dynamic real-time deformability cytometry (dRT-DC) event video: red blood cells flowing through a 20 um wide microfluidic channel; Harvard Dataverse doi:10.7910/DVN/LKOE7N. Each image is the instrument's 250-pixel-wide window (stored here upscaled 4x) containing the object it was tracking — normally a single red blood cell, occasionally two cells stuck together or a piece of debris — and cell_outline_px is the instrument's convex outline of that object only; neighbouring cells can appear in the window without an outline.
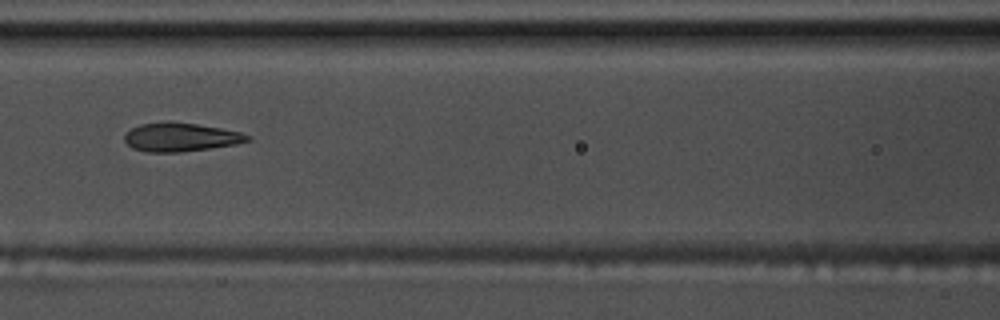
{"species": "common noctule bat (a hibernating species)", "species_latin": "Nyctalus noctula", "temperature_condition": "warm", "stored_images_in_passage": 12, "camera_frame_rate_fps": 3000, "um_per_image_px": 0.085, "animal": {"sex": "male", "body_mass_g": 17.5, "forearm_length_mm": 52.3}, "frame": {"image": 1, "passage_image": 4, "time_ms": 1.0, "image_size_px": [1000, 320], "cell_outline_px": [[252, 140], [236, 144], [180, 152], [148, 152], [132, 148], [124, 140], [124, 136], [132, 128], [140, 124], [164, 120], [196, 124], [220, 128], [240, 132], [252, 136]], "centroid_in_image_um": [15.35, 11.64], "position_along_channel_um": 151.2, "area_um2": 20.58}}
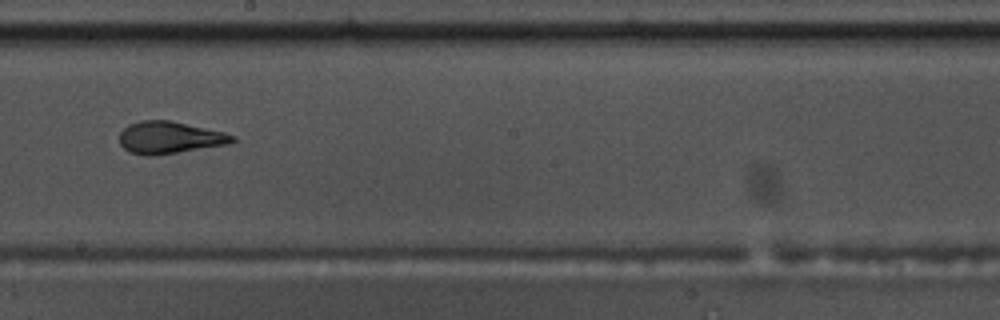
{"frame": {"image": 2, "passage_image": 6, "time_ms": 1.667, "image_size_px": [1000, 320], "cell_outline_px": [[236, 140], [228, 144], [152, 156], [148, 156], [128, 152], [120, 144], [120, 132], [128, 124], [140, 120], [172, 120], [224, 132], [236, 136]], "centroid_in_image_um": [14.4, 11.68], "position_along_channel_um": 233.8, "area_um2": 21.21}}